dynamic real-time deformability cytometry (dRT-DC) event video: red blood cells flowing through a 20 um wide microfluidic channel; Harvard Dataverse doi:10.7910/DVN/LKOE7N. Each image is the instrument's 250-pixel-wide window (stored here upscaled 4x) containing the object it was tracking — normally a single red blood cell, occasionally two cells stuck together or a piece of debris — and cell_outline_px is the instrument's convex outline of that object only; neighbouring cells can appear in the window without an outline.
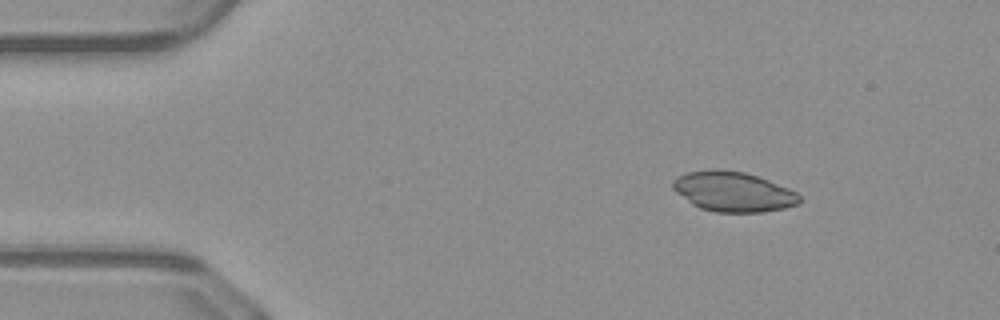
{"species": "common noctule bat (a hibernating species)", "species_latin": "Nyctalus noctula", "temperature_condition": "warm", "stored_images_in_passage": 44, "camera_frame_rate_fps": 3000, "um_per_image_px": 0.085, "animal": {"sex": "male", "body_mass_g": 23.1, "forearm_length_mm": 52.7}, "frame": {"image": 1, "passage_image": 1, "time_ms": 0.0, "image_size_px": [1000, 320], "cell_outline_px": [[800, 204], [784, 208], [764, 212], [716, 212], [700, 208], [692, 204], [676, 192], [672, 188], [672, 180], [676, 176], [688, 172], [712, 168], [720, 168], [744, 172], [768, 180], [788, 188], [796, 192], [800, 196]], "centroid_in_image_um": [62.3, 16.28], "position_along_channel_um": 22.7, "area_um2": 29.65}}